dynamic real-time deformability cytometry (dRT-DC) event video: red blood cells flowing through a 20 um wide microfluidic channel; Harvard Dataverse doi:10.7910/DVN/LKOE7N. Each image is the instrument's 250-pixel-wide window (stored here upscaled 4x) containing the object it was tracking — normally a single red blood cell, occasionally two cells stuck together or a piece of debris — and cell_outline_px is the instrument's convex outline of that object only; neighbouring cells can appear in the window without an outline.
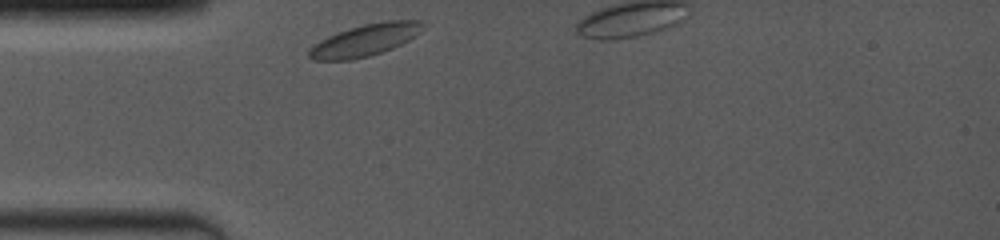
{"species": "common noctule bat (a hibernating species)", "species_latin": "Nyctalus noctula", "temperature_condition": "room temperature", "stored_images_in_passage": 4, "camera_frame_rate_fps": 4000, "um_per_image_px": 0.085, "animal": {"sex": "female", "body_mass_g": 19.0, "forearm_length_mm": 53.3}, "frame": {"image": 1, "passage_image": 1, "time_ms": 0.0, "image_size_px": [1000, 240], "cell_outline_px": [[424, 24], [420, 32], [408, 40], [392, 48], [368, 56], [352, 60], [312, 60], [308, 56], [308, 48], [320, 40], [328, 36], [348, 28], [364, 24], [388, 20], [424, 20]], "centroid_in_image_um": [31.01, 3.4], "position_along_channel_um": 54.0, "area_um2": 21.1}}